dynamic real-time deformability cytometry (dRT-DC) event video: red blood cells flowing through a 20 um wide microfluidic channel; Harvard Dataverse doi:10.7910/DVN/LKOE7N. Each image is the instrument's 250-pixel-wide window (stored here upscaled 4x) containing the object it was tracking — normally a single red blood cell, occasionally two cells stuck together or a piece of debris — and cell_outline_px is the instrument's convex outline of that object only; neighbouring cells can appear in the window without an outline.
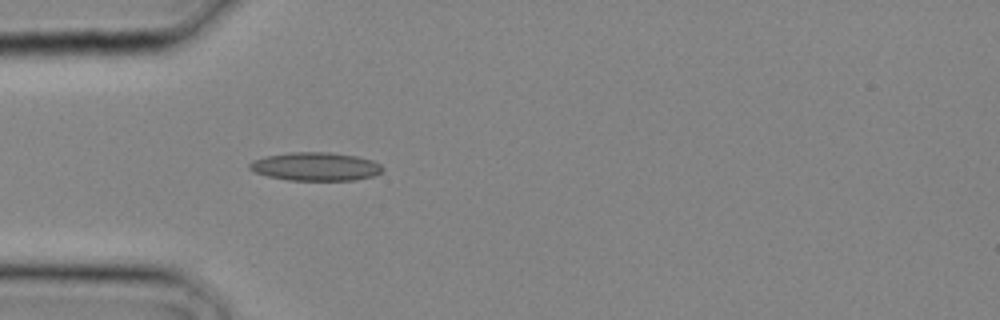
{"species": "common noctule bat (a hibernating species)", "species_latin": "Nyctalus noctula", "temperature_condition": "cold", "stored_images_in_passage": 2, "camera_frame_rate_fps": 3000, "um_per_image_px": 0.085, "animal": {"sex": "male", "body_mass_g": 20.4}, "frame": {"image": 1, "passage_image": 2, "time_ms": 0.333, "image_size_px": [1000, 320], "cell_outline_px": [[384, 172], [376, 176], [356, 180], [288, 180], [268, 176], [256, 172], [248, 168], [248, 164], [252, 160], [268, 156], [288, 152], [328, 152], [356, 156], [372, 160], [380, 164], [384, 168]], "centroid_in_image_um": [26.87, 14.16], "position_along_channel_um": 58.1, "area_um2": 22.14}}